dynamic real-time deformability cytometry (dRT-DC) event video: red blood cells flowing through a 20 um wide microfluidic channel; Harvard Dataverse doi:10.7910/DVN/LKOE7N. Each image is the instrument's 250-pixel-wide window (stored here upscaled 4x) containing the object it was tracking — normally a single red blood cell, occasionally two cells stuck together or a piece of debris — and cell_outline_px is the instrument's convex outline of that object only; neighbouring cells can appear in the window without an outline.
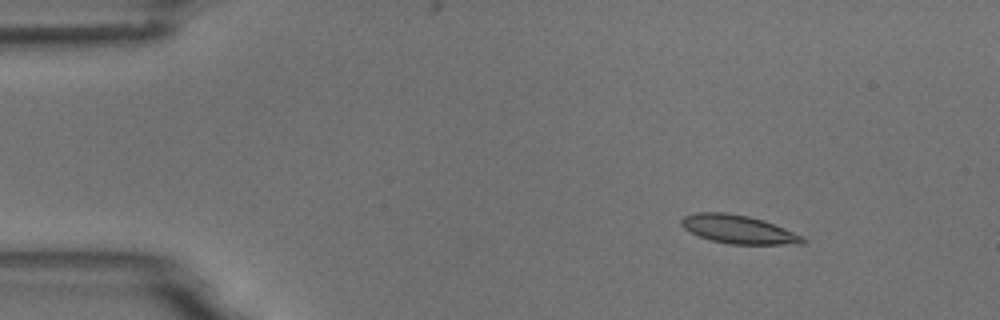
{"species": "common noctule bat (a hibernating species)", "species_latin": "Nyctalus noctula", "temperature_condition": "room temperature", "stored_images_in_passage": 4, "camera_frame_rate_fps": 3000, "um_per_image_px": 0.085, "animal": {"sex": "male", "body_mass_g": 18.8}, "frame": {"image": 1, "passage_image": 3, "time_ms": 2.333, "image_size_px": [1000, 320], "cell_outline_px": [[808, 240], [804, 244], [728, 244], [712, 240], [700, 236], [684, 228], [680, 224], [680, 220], [684, 216], [696, 212], [724, 212], [748, 216], [764, 220], [804, 236]], "centroid_in_image_um": [62.79, 19.49], "position_along_channel_um": 22.2, "area_um2": 20.11}}